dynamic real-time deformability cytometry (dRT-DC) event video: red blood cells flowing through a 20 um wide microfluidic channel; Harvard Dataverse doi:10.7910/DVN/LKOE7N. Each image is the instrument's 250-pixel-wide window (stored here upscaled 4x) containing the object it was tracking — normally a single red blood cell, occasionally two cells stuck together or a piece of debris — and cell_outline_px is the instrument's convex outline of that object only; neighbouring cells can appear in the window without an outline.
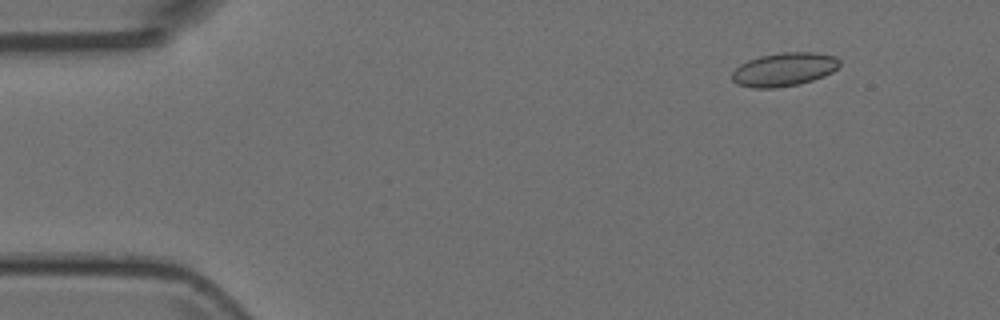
{"species": "Egyptian fruit bat (a non-hibernating species)", "species_latin": "Rousettus aegyptiacus", "temperature_condition": "room temperature", "stored_images_in_passage": 5, "camera_frame_rate_fps": 3000, "um_per_image_px": 0.085, "animal": {"sex": "female"}, "frame": {"image": 1, "passage_image": 2, "time_ms": 0.333, "image_size_px": [1000, 320], "cell_outline_px": [[840, 64], [832, 72], [824, 76], [812, 80], [796, 84], [772, 88], [752, 88], [736, 84], [732, 80], [732, 72], [740, 64], [748, 60], [760, 56], [784, 52], [812, 52], [836, 56], [840, 60]], "centroid_in_image_um": [66.63, 5.9], "position_along_channel_um": 18.4, "area_um2": 20.92}}
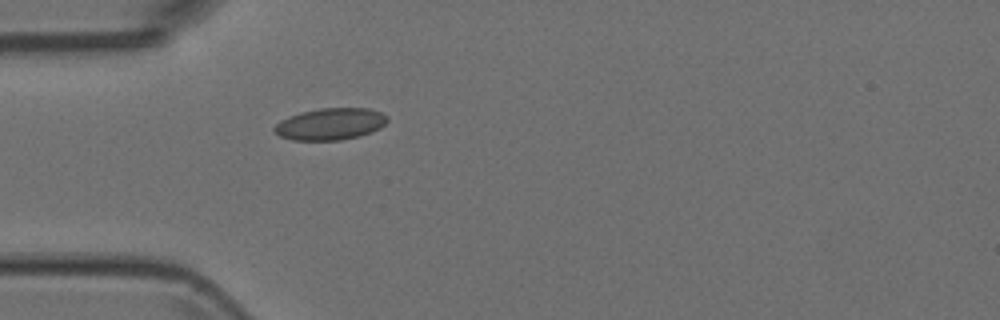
{"frame": {"image": 2, "passage_image": 5, "time_ms": 1.333, "image_size_px": [1000, 320], "cell_outline_px": [[388, 120], [380, 128], [360, 136], [340, 140], [292, 140], [280, 136], [272, 128], [280, 120], [288, 116], [300, 112], [320, 108], [368, 108], [380, 112], [388, 116]], "centroid_in_image_um": [28.07, 10.53], "position_along_channel_um": 56.9, "area_um2": 20.98}}